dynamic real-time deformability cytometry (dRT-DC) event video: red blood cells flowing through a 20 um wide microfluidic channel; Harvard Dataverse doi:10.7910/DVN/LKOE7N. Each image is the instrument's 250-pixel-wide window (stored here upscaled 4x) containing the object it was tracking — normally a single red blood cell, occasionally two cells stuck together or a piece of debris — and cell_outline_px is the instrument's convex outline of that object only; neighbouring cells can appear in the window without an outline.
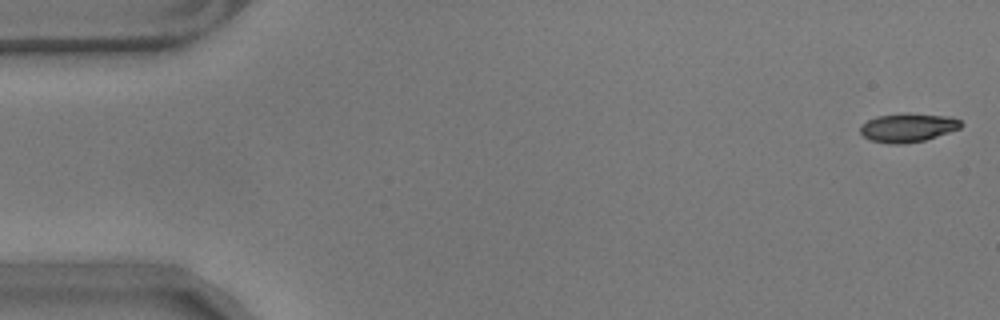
{"species": "common noctule bat (a hibernating species)", "species_latin": "Nyctalus noctula", "temperature_condition": "warm", "stored_images_in_passage": 16, "camera_frame_rate_fps": 3000, "um_per_image_px": 0.085, "animal": {"sex": "male", "body_mass_g": 17.9}, "frame": {"image": 1, "passage_image": 2, "time_ms": 0.333, "image_size_px": [1000, 320], "cell_outline_px": [[964, 124], [960, 128], [924, 140], [900, 144], [888, 144], [872, 140], [864, 136], [860, 132], [860, 128], [868, 120], [876, 116], [948, 116], [960, 120]], "centroid_in_image_um": [77.16, 10.9], "position_along_channel_um": 7.8, "area_um2": 15.78}}